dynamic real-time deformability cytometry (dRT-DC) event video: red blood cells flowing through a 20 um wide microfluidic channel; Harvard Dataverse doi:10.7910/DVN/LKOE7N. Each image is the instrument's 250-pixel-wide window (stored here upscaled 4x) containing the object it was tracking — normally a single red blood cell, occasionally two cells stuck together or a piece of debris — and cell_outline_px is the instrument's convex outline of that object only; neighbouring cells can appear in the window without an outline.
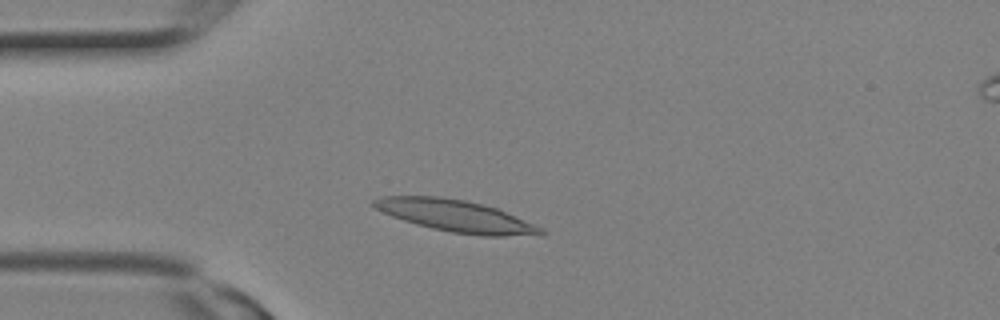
{"species": "Egyptian fruit bat (a non-hibernating species)", "species_latin": "Rousettus aegyptiacus", "temperature_condition": "room temperature", "stored_images_in_passage": 5, "camera_frame_rate_fps": 3000, "um_per_image_px": 0.085, "animal": {"sex": "female"}, "frame": {"image": 1, "passage_image": 4, "time_ms": 1.0, "image_size_px": [1000, 320], "cell_outline_px": [[548, 232], [544, 236], [484, 236], [452, 232], [432, 228], [416, 224], [392, 216], [368, 204], [372, 200], [384, 196], [440, 196], [464, 200], [496, 208], [544, 228]], "centroid_in_image_um": [38.8, 18.37], "position_along_channel_um": 46.2, "area_um2": 31.04}}